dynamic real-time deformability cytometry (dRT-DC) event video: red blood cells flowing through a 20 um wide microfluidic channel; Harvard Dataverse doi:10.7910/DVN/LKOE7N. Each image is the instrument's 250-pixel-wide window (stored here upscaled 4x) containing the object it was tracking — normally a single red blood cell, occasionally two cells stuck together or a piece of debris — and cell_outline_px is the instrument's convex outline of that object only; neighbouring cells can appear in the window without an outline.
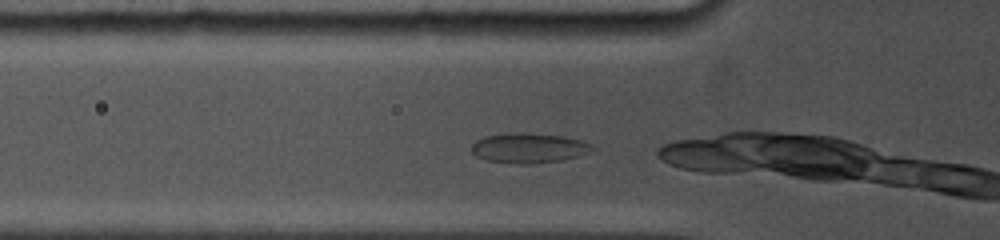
{"species": "common noctule bat (a hibernating species)", "species_latin": "Nyctalus noctula", "temperature_condition": "cold", "stored_images_in_passage": 6, "camera_frame_rate_fps": 5000, "um_per_image_px": 0.085, "animal": {"sex": "female", "body_mass_g": 19.0, "forearm_length_mm": 53.3}, "frame": {"image": 1, "passage_image": 2, "time_ms": 0.2, "image_size_px": [1000, 240], "cell_outline_px": [[596, 148], [592, 152], [564, 160], [524, 164], [516, 164], [488, 160], [476, 156], [472, 152], [472, 144], [476, 140], [484, 136], [524, 132], [528, 132], [564, 136], [580, 140], [592, 144]], "centroid_in_image_um": [45.0, 12.58], "position_along_channel_um": 80.8, "area_um2": 21.15}}